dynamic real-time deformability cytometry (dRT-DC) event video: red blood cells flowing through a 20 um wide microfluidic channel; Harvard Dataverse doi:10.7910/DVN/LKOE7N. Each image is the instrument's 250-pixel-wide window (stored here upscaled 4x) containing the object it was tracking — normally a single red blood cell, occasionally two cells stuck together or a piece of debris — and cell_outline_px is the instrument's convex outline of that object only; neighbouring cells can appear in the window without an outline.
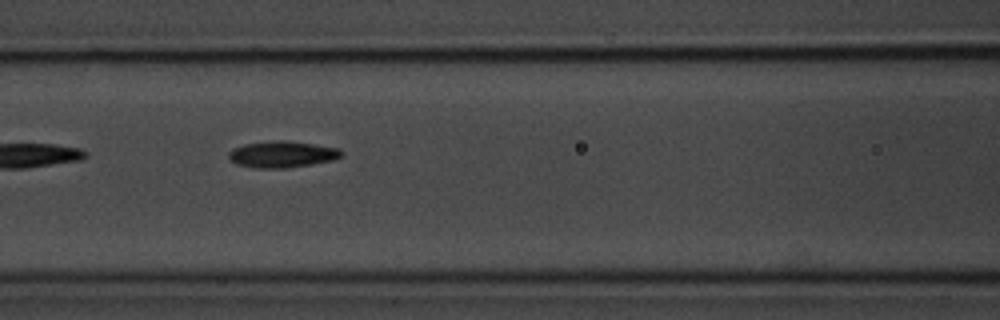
{"species": "common noctule bat (a hibernating species)", "species_latin": "Nyctalus noctula", "temperature_condition": "room temperature", "stored_images_in_passage": 12, "camera_frame_rate_fps": 3000, "um_per_image_px": 0.085, "animal": {"sex": "male", "body_mass_g": 20.1, "forearm_length_mm": 53.5}, "frame": {"image": 1, "passage_image": 4, "time_ms": 3.333, "image_size_px": [1000, 320], "cell_outline_px": [[344, 152], [340, 156], [332, 160], [312, 164], [284, 168], [256, 168], [236, 164], [228, 156], [228, 152], [232, 148], [244, 144], [280, 140], [316, 144], [340, 148]], "centroid_in_image_um": [23.98, 13.11], "position_along_channel_um": 142.6, "area_um2": 17.28}}
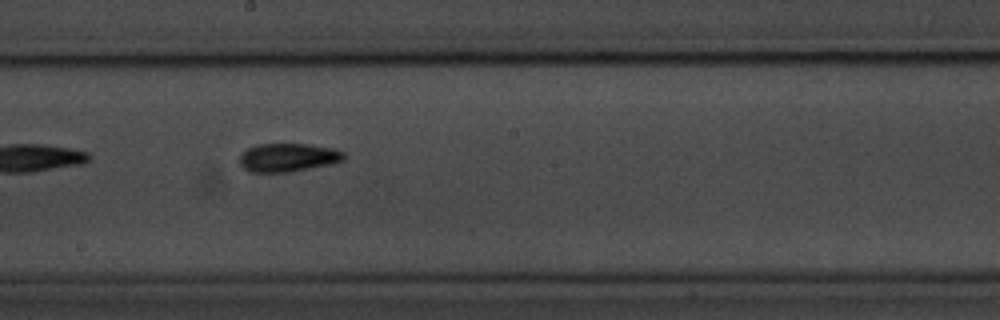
{"frame": {"image": 2, "passage_image": 6, "time_ms": 5.667, "image_size_px": [1000, 320], "cell_outline_px": [[344, 160], [332, 164], [288, 172], [248, 172], [240, 164], [240, 156], [248, 148], [256, 144], [308, 144], [332, 148], [344, 152]], "centroid_in_image_um": [24.48, 13.39], "position_along_channel_um": 223.7, "area_um2": 17.22}, "authors_computed_cell_mechanics": {"area_um2": 16.5886, "velocity_mm_per_s": 3.4836, "shape_relaxation_time_tau1_ms": 1.9957, "shape_relaxation_time_tau2_ms": 2.7358, "deformation_change_tau1": 0.1024, "deformation_change_tau2": 0.0896}}